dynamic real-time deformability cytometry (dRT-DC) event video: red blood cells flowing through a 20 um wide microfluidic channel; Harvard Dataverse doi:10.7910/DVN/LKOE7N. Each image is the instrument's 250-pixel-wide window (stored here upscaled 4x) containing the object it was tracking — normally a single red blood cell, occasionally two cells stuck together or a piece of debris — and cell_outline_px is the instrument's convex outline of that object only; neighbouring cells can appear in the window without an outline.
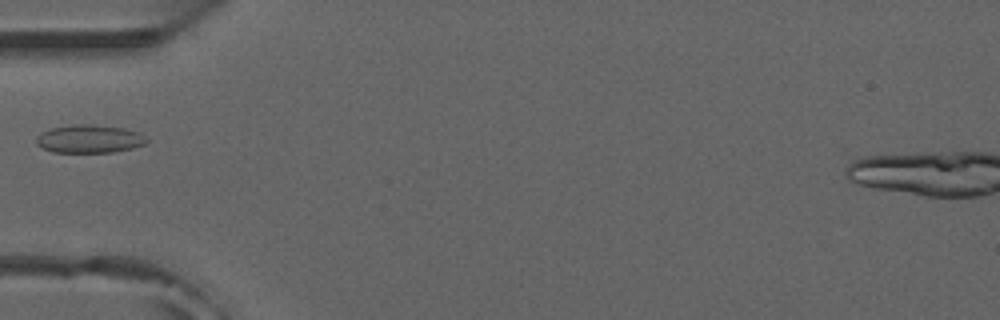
{"species": "common noctule bat (a hibernating species)", "species_latin": "Nyctalus noctula", "temperature_condition": "room temperature", "stored_images_in_passage": 6, "camera_frame_rate_fps": 3000, "um_per_image_px": 0.085, "animal": {"sex": "male", "forearm_length_mm": 52.5}, "frame": {"image": 1, "passage_image": 6, "time_ms": 1.667, "image_size_px": [1000, 320], "cell_outline_px": [[148, 140], [144, 144], [132, 148], [112, 152], [52, 152], [36, 144], [36, 136], [52, 128], [72, 124], [88, 124], [124, 128], [140, 132]], "centroid_in_image_um": [7.6, 11.8], "position_along_channel_um": 77.4, "area_um2": 17.98}}